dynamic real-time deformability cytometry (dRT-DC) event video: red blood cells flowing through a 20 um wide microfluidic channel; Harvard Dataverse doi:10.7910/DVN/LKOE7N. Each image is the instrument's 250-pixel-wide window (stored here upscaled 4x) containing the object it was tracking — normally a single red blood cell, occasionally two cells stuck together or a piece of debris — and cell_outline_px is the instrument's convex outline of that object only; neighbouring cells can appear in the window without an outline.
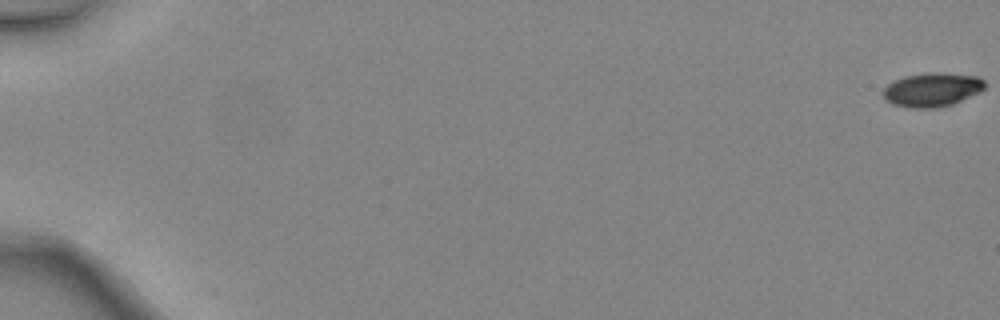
{"species": "common noctule bat (a hibernating species)", "species_latin": "Nyctalus noctula", "temperature_condition": "warm", "stored_images_in_passage": 5, "camera_frame_rate_fps": 3000, "um_per_image_px": 0.085, "animal": {"sex": "female", "body_mass_g": 24.6, "forearm_length_mm": 56.2}, "frame": {"image": 1, "passage_image": 1, "time_ms": 0.0, "image_size_px": [1000, 320], "cell_outline_px": [[984, 88], [980, 92], [952, 104], [936, 108], [908, 108], [892, 104], [884, 96], [884, 88], [888, 84], [904, 76], [928, 72], [944, 72], [980, 76], [984, 80]], "centroid_in_image_um": [79.26, 7.61], "position_along_channel_um": 5.7, "area_um2": 20.17}}
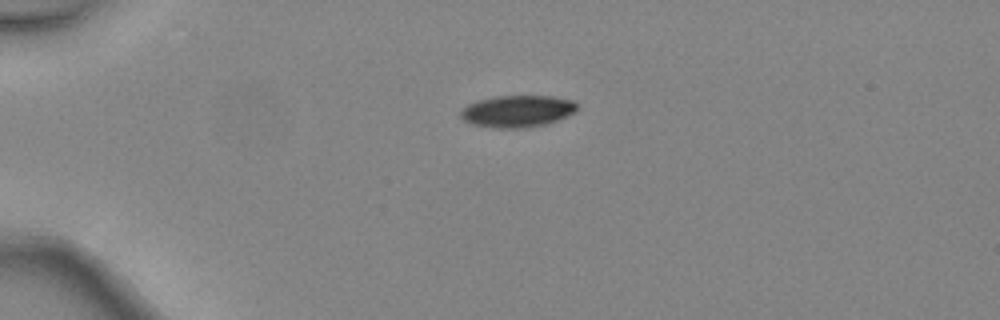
{"frame": {"image": 2, "passage_image": 4, "time_ms": 1.0, "image_size_px": [1000, 320], "cell_outline_px": [[580, 108], [576, 112], [556, 120], [544, 124], [524, 128], [492, 128], [472, 124], [464, 120], [460, 116], [460, 112], [468, 104], [476, 100], [496, 96], [552, 96], [572, 100]], "centroid_in_image_um": [43.97, 9.45], "position_along_channel_um": 41.0, "area_um2": 21.68}}